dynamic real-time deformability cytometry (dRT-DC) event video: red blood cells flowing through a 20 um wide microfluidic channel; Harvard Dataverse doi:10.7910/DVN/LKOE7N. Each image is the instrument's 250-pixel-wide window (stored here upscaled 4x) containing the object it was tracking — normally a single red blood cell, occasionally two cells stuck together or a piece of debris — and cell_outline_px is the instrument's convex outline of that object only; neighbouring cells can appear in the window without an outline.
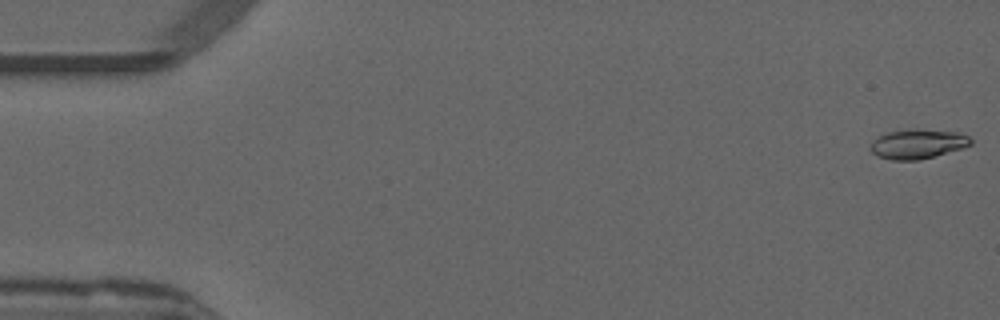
{"species": "common noctule bat (a hibernating species)", "species_latin": "Nyctalus noctula", "temperature_condition": "warm", "stored_images_in_passage": 53, "camera_frame_rate_fps": 3000, "um_per_image_px": 0.085, "animal": {"sex": "male", "forearm_length_mm": 52.5}, "frame": {"image": 1, "passage_image": 1, "time_ms": 0.0, "image_size_px": [1000, 320], "cell_outline_px": [[972, 144], [964, 148], [920, 160], [892, 160], [876, 156], [872, 152], [872, 140], [888, 132], [908, 128], [916, 128], [956, 132], [968, 136], [972, 140]], "centroid_in_image_um": [78.02, 12.23], "position_along_channel_um": 7.0, "area_um2": 17.4}}
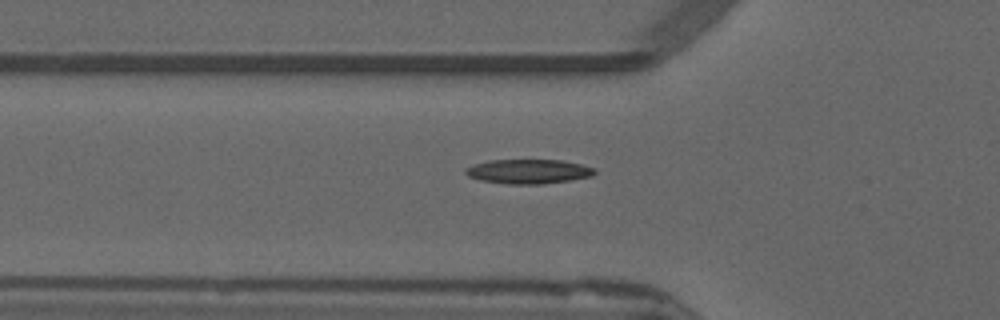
{"frame": {"image": 2, "passage_image": 18, "time_ms": 5.667, "image_size_px": [1000, 320], "cell_outline_px": [[596, 172], [592, 176], [544, 184], [508, 184], [480, 180], [468, 176], [464, 172], [464, 168], [488, 160], [560, 160], [580, 164], [596, 168]], "centroid_in_image_um": [44.91, 14.57], "position_along_channel_um": 80.9, "area_um2": 18.32}}
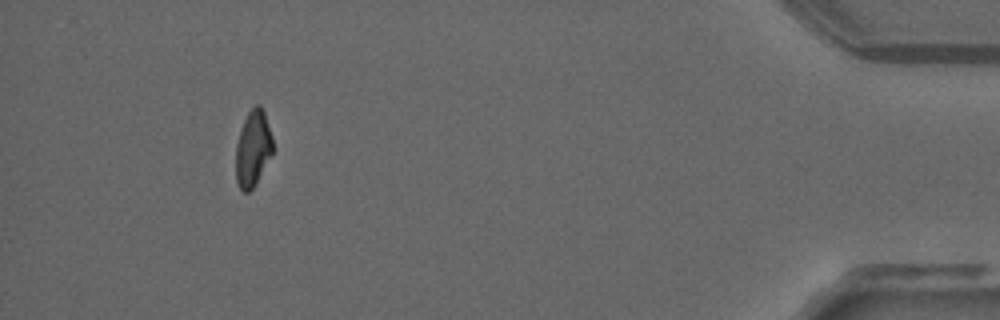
{"frame": {"image": 3, "passage_image": 49, "time_ms": 16.0, "image_size_px": [1000, 320], "cell_outline_px": [[272, 152], [252, 188], [248, 192], [244, 192], [240, 188], [236, 180], [236, 144], [244, 120], [248, 112], [256, 104], [260, 104], [264, 112], [272, 136]], "centroid_in_image_um": [21.48, 12.59], "position_along_channel_um": 413.7, "area_um2": 15.9}, "authors_computed_cell_mechanics": {"area_um2": 17.2822, "velocity_mm_per_s": 3.8776, "shape_relaxation_time_tau1_ms": null, "shape_relaxation_time_tau2_ms": 4.1107, "deformation_change_tau1": null, "deformation_change_tau2": 0.1004}}